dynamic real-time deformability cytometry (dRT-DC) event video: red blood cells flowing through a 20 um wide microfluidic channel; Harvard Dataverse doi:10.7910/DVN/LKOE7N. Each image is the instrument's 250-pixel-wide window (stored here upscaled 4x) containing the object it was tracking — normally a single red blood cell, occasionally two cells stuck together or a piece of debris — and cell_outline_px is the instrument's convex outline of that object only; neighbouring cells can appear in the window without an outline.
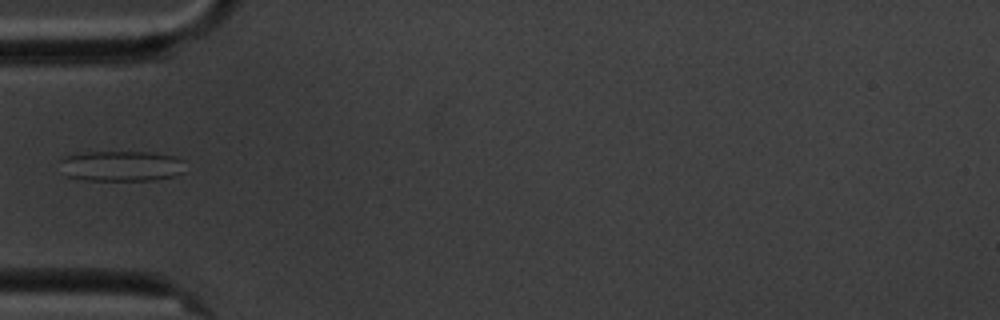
{"species": "common noctule bat (a hibernating species)", "species_latin": "Nyctalus noctula", "temperature_condition": "cold", "stored_images_in_passage": 5, "camera_frame_rate_fps": 3000, "um_per_image_px": 0.085, "animal": {"sex": "male", "body_mass_g": 20.1, "forearm_length_mm": 53.5}, "frame": {"image": 1, "passage_image": 5, "time_ms": 4.667, "image_size_px": [1000, 320], "cell_outline_px": [[184, 172], [172, 176], [156, 180], [84, 180], [68, 176], [60, 160], [64, 156], [88, 152], [152, 152], [176, 156], [184, 160]], "centroid_in_image_um": [10.38, 14.1], "position_along_channel_um": 74.6, "area_um2": 22.2}}